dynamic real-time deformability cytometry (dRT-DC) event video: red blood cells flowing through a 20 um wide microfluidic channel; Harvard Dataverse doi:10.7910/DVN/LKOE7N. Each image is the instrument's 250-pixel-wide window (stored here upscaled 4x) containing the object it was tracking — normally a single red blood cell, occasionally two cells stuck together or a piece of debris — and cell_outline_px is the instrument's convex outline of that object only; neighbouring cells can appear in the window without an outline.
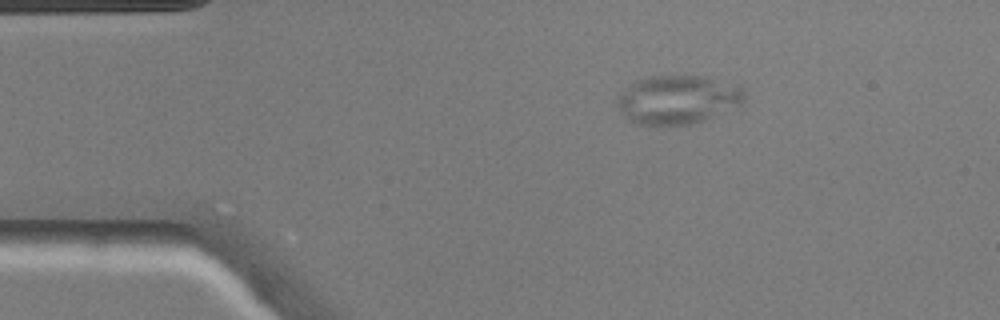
{"species": "common noctule bat (a hibernating species)", "species_latin": "Nyctalus noctula", "temperature_condition": "warm", "stored_images_in_passage": 42, "camera_frame_rate_fps": 3000, "um_per_image_px": 0.085, "animal": {"sex": "male", "body_mass_g": 20.5, "forearm_length_mm": 52.5}, "frame": {"image": 1, "passage_image": 1, "time_ms": 0.0, "image_size_px": [1000, 320], "cell_outline_px": [[744, 100], [740, 104], [704, 120], [688, 124], [640, 124], [632, 120], [620, 108], [620, 96], [632, 84], [640, 80], [652, 76], [700, 76], [740, 88], [744, 92]], "centroid_in_image_um": [57.64, 8.47], "position_along_channel_um": 27.4, "area_um2": 34.16}}
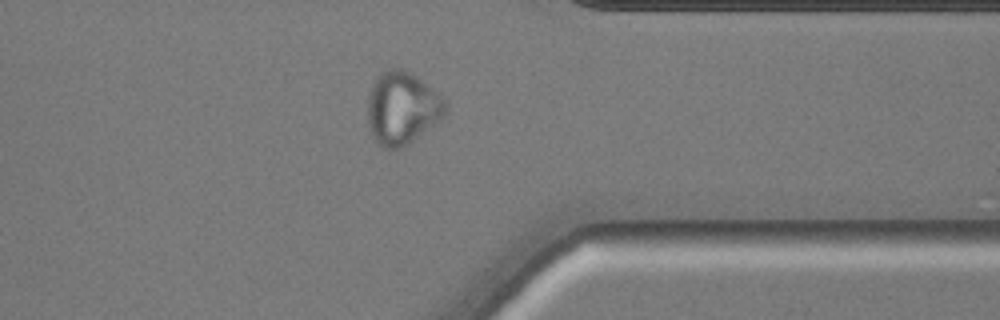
{"frame": {"image": 2, "passage_image": 31, "time_ms": 10.0, "image_size_px": [1000, 320], "cell_outline_px": [[448, 108], [444, 116], [440, 120], [412, 140], [400, 148], [384, 148], [376, 144], [368, 128], [368, 96], [372, 84], [376, 76], [380, 72], [388, 68], [400, 68], [420, 80], [448, 100]], "centroid_in_image_um": [34.16, 9.19], "position_along_channel_um": 377.2, "area_um2": 32.95}}
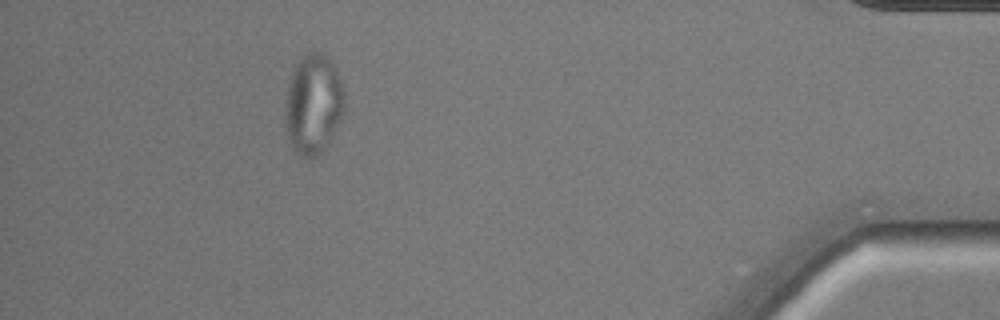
{"frame": {"image": 3, "passage_image": 37, "time_ms": 12.0, "image_size_px": [1000, 320], "cell_outline_px": [[344, 112], [324, 148], [316, 156], [300, 156], [292, 148], [288, 140], [284, 124], [284, 104], [288, 84], [292, 68], [300, 56], [304, 52], [312, 48], [324, 52], [328, 56], [336, 68], [344, 88]], "centroid_in_image_um": [26.59, 8.75], "position_along_channel_um": 408.6, "area_um2": 35.43}}